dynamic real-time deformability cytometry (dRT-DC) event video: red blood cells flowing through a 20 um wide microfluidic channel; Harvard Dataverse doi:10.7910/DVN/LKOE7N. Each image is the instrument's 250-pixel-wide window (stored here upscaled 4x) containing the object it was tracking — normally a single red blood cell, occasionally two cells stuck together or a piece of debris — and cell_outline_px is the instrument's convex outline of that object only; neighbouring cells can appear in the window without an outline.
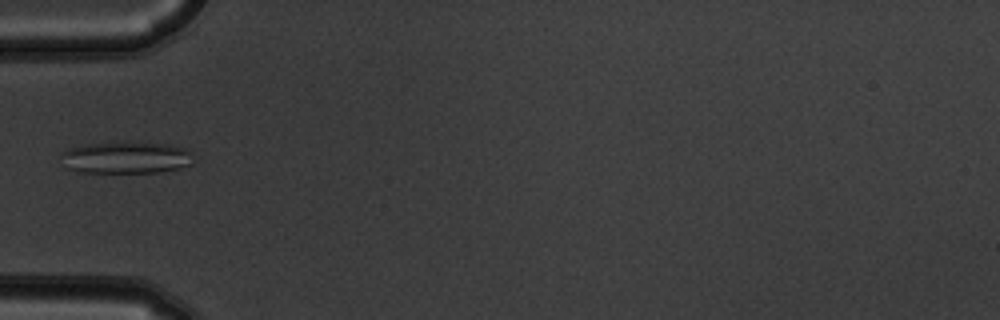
{"species": "common noctule bat (a hibernating species)", "species_latin": "Nyctalus noctula", "temperature_condition": "warm", "stored_images_in_passage": 3, "camera_frame_rate_fps": 3000, "um_per_image_px": 0.085, "animal": {"sex": "male", "body_mass_g": 19.5, "forearm_length_mm": 54.6}, "frame": {"image": 1, "passage_image": 2, "time_ms": 0.333, "image_size_px": [1000, 320], "cell_outline_px": [[192, 164], [180, 168], [160, 172], [80, 172], [64, 168], [60, 156], [60, 152], [68, 148], [88, 144], [116, 140], [168, 144], [188, 148]], "centroid_in_image_um": [10.65, 13.37], "position_along_channel_um": 74.3, "area_um2": 25.26}}
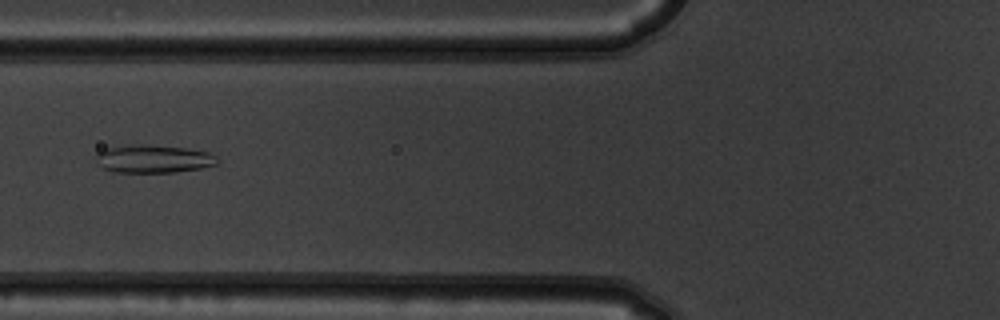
{"frame": {"image": 2, "passage_image": 3, "time_ms": 0.667, "image_size_px": [1000, 320], "cell_outline_px": [[216, 164], [200, 168], [172, 172], [112, 172], [96, 164], [96, 156], [100, 152], [108, 148], [132, 144], [184, 148], [208, 152], [216, 156]], "centroid_in_image_um": [13.0, 13.51], "position_along_channel_um": 112.8, "area_um2": 19.36}}